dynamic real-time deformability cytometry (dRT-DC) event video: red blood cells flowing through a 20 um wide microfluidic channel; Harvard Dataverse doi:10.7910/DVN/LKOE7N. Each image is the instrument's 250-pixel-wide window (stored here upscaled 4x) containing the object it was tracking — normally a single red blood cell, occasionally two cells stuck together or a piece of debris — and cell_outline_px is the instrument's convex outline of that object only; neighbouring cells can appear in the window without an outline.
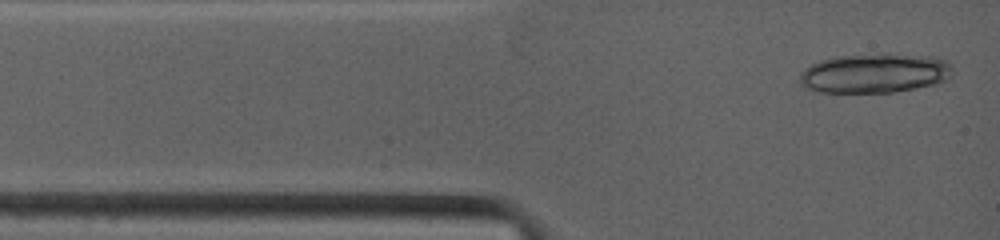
{"species": "common noctule bat (a hibernating species)", "species_latin": "Nyctalus noctula", "temperature_condition": "warm", "stored_images_in_passage": 3, "camera_frame_rate_fps": 4500, "um_per_image_px": 0.085, "animal": {"sex": "female", "body_mass_g": 19.0, "forearm_length_mm": 53.3}, "frame": {"image": 1, "passage_image": 1, "time_ms": 0.0, "image_size_px": [1000, 240], "cell_outline_px": [[952, 68], [948, 80], [932, 84], [892, 92], [820, 92], [804, 88], [800, 84], [800, 72], [804, 68], [820, 60], [840, 56], [884, 52], [936, 56], [948, 60], [952, 64]], "centroid_in_image_um": [74.37, 6.19], "position_along_channel_um": 10.6, "area_um2": 35.72}}